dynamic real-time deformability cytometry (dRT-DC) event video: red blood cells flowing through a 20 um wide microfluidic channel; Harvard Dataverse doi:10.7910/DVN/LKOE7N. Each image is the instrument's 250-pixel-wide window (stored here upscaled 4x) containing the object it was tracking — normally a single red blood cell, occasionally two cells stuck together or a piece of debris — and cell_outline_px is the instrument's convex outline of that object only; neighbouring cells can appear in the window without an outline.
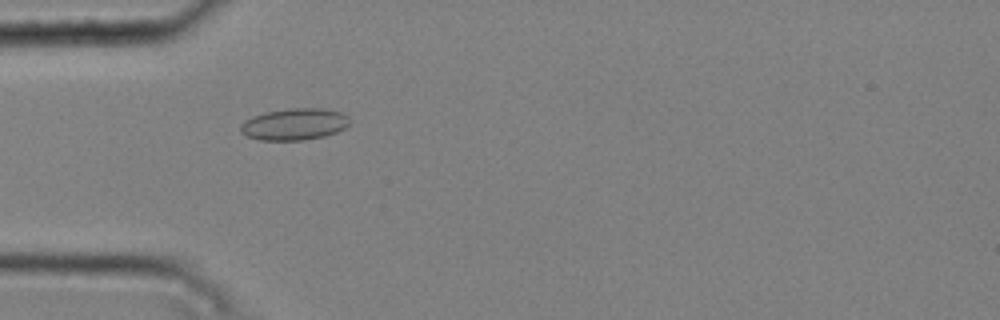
{"species": "common noctule bat (a hibernating species)", "species_latin": "Nyctalus noctula", "temperature_condition": "cold", "stored_images_in_passage": 47, "camera_frame_rate_fps": 3000, "um_per_image_px": 0.085, "animal": {"sex": "male", "body_mass_g": 20.4}, "frame": {"image": 1, "passage_image": 16, "time_ms": 5.0, "image_size_px": [1000, 320], "cell_outline_px": [[352, 120], [344, 128], [336, 132], [324, 136], [300, 140], [260, 140], [248, 136], [240, 132], [240, 124], [244, 120], [252, 116], [264, 112], [288, 108], [324, 108], [340, 112], [348, 116]], "centroid_in_image_um": [25.01, 10.54], "position_along_channel_um": 60.0, "area_um2": 20.29}}
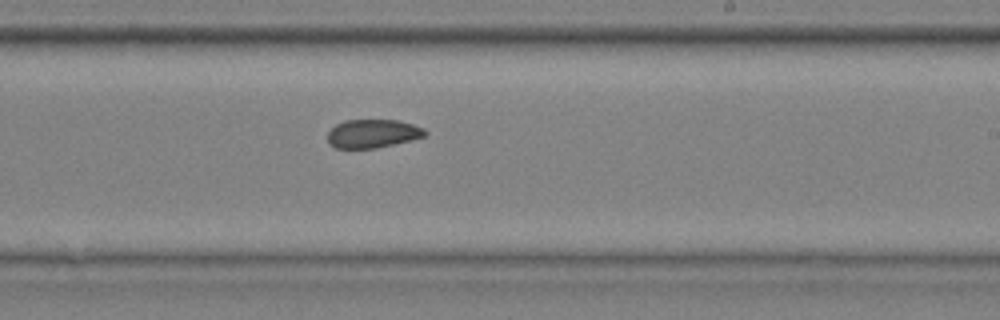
{"frame": {"image": 2, "passage_image": 32, "time_ms": 10.333, "image_size_px": [1000, 320], "cell_outline_px": [[428, 132], [424, 136], [412, 140], [396, 144], [376, 148], [336, 148], [328, 144], [328, 132], [336, 124], [344, 120], [396, 120], [412, 124], [424, 128]], "centroid_in_image_um": [31.68, 11.36], "position_along_channel_um": 257.3, "area_um2": 16.24}}
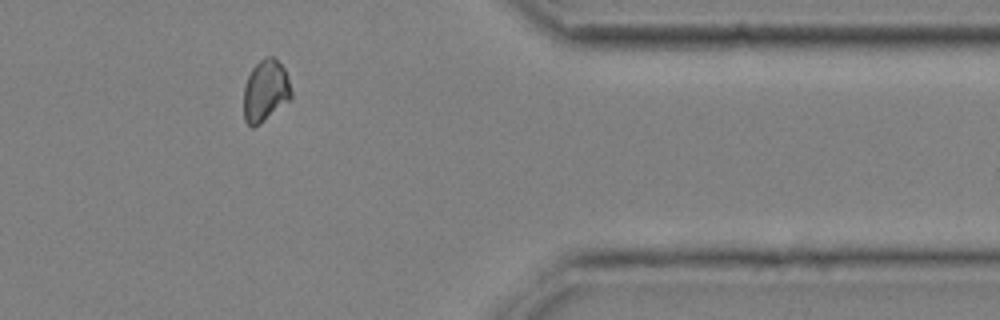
{"frame": {"image": 3, "passage_image": 44, "time_ms": 14.333, "image_size_px": [1000, 320], "cell_outline_px": [[292, 96], [288, 100], [260, 124], [252, 128], [244, 120], [244, 84], [252, 68], [264, 56], [272, 56], [284, 68], [292, 92]], "centroid_in_image_um": [22.54, 7.71], "position_along_channel_um": 388.9, "area_um2": 16.94}, "authors_computed_cell_mechanics": {"area_um2": 17.4556, "velocity_mm_per_s": 3.7538, "shape_relaxation_time_tau1_ms": null, "shape_relaxation_time_tau2_ms": 3.4235, "deformation_change_tau1": null, "deformation_change_tau2": 0.0565}}